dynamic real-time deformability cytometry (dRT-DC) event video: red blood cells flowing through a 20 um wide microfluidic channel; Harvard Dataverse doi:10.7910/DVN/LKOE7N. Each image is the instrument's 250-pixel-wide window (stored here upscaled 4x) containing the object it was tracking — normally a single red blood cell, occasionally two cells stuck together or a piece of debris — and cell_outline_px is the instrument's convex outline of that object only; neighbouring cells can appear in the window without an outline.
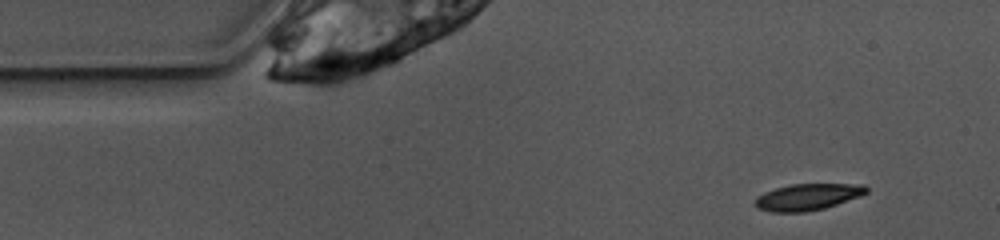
{"species": "common noctule bat (a hibernating species)", "species_latin": "Nyctalus noctula", "temperature_condition": "warm", "stored_images_in_passage": 3, "camera_frame_rate_fps": 3000, "um_per_image_px": 0.085, "animal": {"sex": "female", "body_mass_g": 10.0, "forearm_length_mm": 53.1}, "frame": {"image": 1, "passage_image": 2, "time_ms": 0.333, "image_size_px": [1000, 240], "cell_outline_px": [[868, 192], [860, 196], [824, 208], [804, 212], [772, 212], [756, 208], [756, 196], [764, 192], [776, 188], [792, 184], [864, 184], [868, 188]], "centroid_in_image_um": [68.65, 16.74], "position_along_channel_um": 16.4, "area_um2": 17.11}}